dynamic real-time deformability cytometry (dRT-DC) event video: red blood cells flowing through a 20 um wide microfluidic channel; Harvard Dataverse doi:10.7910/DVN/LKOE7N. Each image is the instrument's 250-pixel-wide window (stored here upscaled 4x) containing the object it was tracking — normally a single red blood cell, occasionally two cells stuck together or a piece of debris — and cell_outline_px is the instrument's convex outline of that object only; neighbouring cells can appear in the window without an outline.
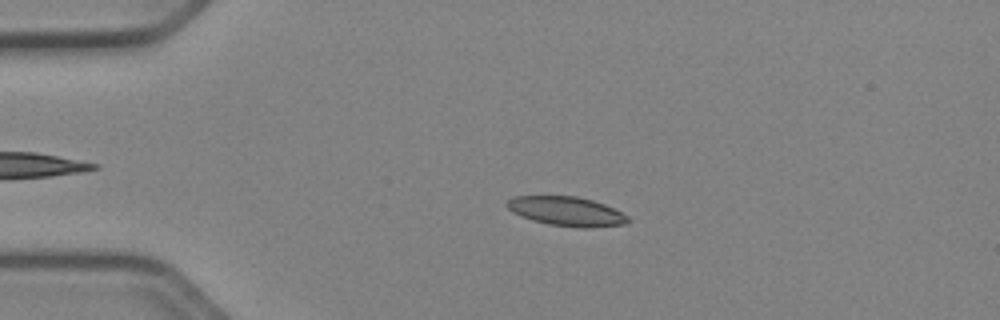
{"species": "Egyptian fruit bat (a non-hibernating species)", "species_latin": "Rousettus aegyptiacus", "temperature_condition": "cold", "stored_images_in_passage": 51, "camera_frame_rate_fps": 3000, "um_per_image_px": 0.085, "animal": {"sex": "female"}, "frame": {"image": 1, "passage_image": 11, "time_ms": 3.333, "image_size_px": [1000, 320], "cell_outline_px": [[632, 220], [628, 224], [588, 228], [580, 228], [548, 224], [532, 220], [520, 216], [512, 212], [504, 204], [512, 196], [576, 196], [592, 200], [604, 204], [628, 216]], "centroid_in_image_um": [48.15, 17.97], "position_along_channel_um": 36.8, "area_um2": 20.81}}
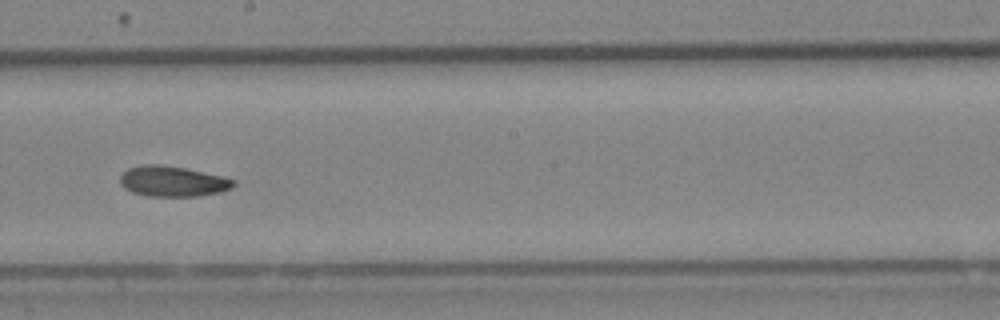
{"frame": {"image": 2, "passage_image": 29, "time_ms": 9.333, "image_size_px": [1000, 320], "cell_outline_px": [[236, 184], [232, 188], [220, 192], [196, 196], [148, 196], [132, 192], [124, 188], [120, 184], [120, 176], [128, 168], [140, 164], [160, 164], [184, 168], [220, 176], [236, 180]], "centroid_in_image_um": [14.65, 15.41], "position_along_channel_um": 233.6, "area_um2": 20.11}}
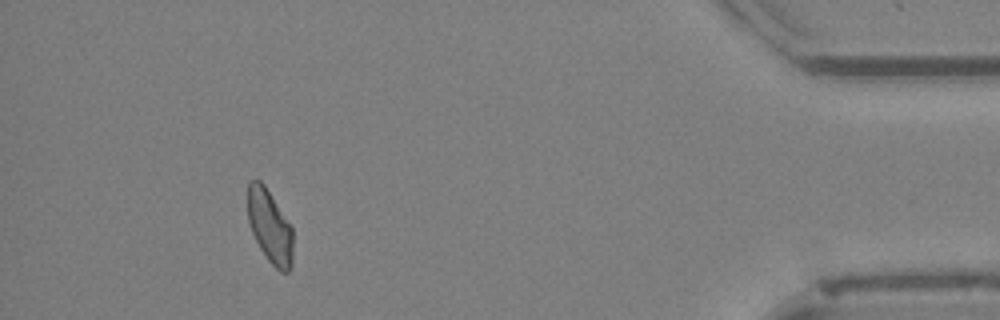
{"frame": {"image": 3, "passage_image": 47, "time_ms": 15.333, "image_size_px": [1000, 320], "cell_outline_px": [[292, 268], [288, 272], [280, 272], [268, 260], [260, 248], [252, 232], [248, 220], [248, 180], [260, 180], [264, 184], [292, 228]], "centroid_in_image_um": [22.93, 19.26], "position_along_channel_um": 412.3, "area_um2": 19.13}}